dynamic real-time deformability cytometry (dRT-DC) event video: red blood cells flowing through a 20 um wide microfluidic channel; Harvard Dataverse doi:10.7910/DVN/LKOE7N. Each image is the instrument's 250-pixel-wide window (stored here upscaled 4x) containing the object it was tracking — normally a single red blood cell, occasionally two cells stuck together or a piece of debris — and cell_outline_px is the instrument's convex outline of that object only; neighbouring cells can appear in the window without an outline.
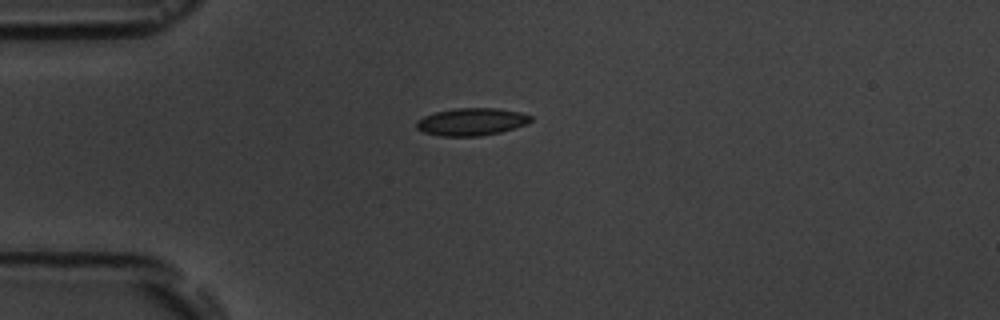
{"species": "common noctule bat (a hibernating species)", "species_latin": "Nyctalus noctula", "temperature_condition": "room temperature", "stored_images_in_passage": 2, "camera_frame_rate_fps": 3000, "um_per_image_px": 0.085, "animal": {"sex": "male", "body_mass_g": 19.5, "forearm_length_mm": 54.6}, "frame": {"image": 1, "passage_image": 1, "time_ms": 0.0, "image_size_px": [1000, 320], "cell_outline_px": [[532, 120], [528, 124], [500, 132], [480, 136], [440, 136], [424, 132], [416, 128], [416, 120], [424, 116], [436, 112], [456, 108], [496, 108], [520, 112], [532, 116]], "centroid_in_image_um": [40.08, 10.35], "position_along_channel_um": 44.9, "area_um2": 18.32}}